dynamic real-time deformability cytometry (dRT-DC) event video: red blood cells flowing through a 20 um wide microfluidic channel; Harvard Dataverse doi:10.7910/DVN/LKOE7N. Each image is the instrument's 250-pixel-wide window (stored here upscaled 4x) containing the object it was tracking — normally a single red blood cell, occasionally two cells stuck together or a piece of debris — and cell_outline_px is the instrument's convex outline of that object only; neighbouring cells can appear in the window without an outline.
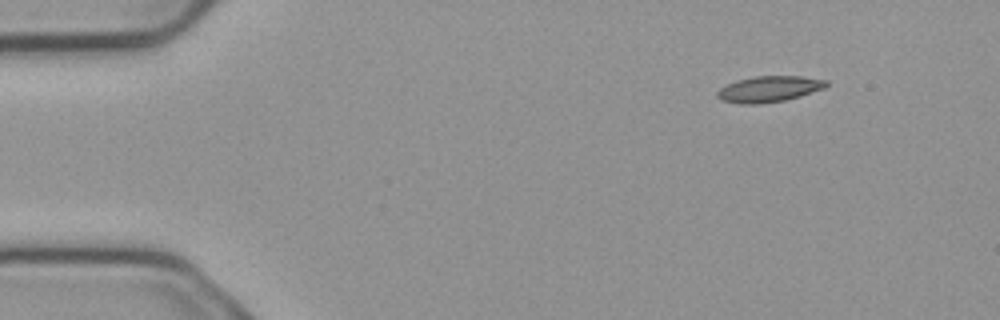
{"species": "common noctule bat (a hibernating species)", "species_latin": "Nyctalus noctula", "temperature_condition": "cold", "stored_images_in_passage": 4, "camera_frame_rate_fps": 3000, "um_per_image_px": 0.085, "animal": {"sex": "male", "body_mass_g": 23.1, "forearm_length_mm": 52.7}, "frame": {"image": 1, "passage_image": 1, "time_ms": 0.0, "image_size_px": [1000, 320], "cell_outline_px": [[828, 84], [824, 88], [800, 96], [784, 100], [756, 104], [740, 104], [724, 100], [716, 96], [716, 92], [720, 88], [736, 80], [756, 76], [804, 76], [828, 80]], "centroid_in_image_um": [65.38, 7.56], "position_along_channel_um": 19.6, "area_um2": 16.42}}
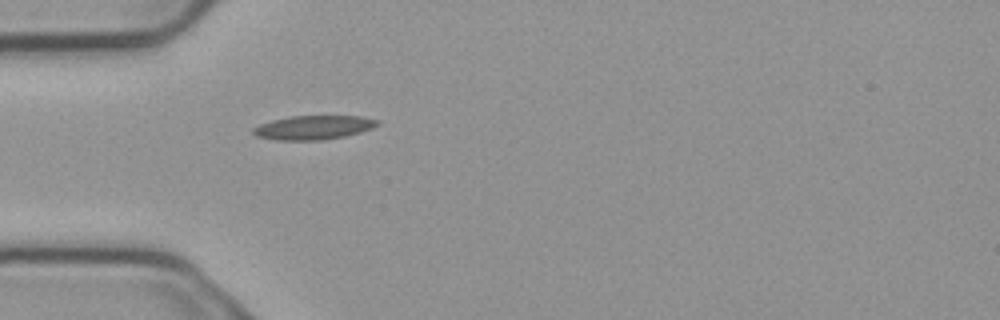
{"frame": {"image": 2, "passage_image": 4, "time_ms": 1.0, "image_size_px": [1000, 320], "cell_outline_px": [[380, 124], [372, 128], [360, 132], [344, 136], [324, 140], [276, 140], [256, 136], [252, 132], [252, 128], [260, 124], [272, 120], [288, 116], [360, 116], [380, 120]], "centroid_in_image_um": [26.64, 10.83], "position_along_channel_um": 58.4, "area_um2": 17.46}}